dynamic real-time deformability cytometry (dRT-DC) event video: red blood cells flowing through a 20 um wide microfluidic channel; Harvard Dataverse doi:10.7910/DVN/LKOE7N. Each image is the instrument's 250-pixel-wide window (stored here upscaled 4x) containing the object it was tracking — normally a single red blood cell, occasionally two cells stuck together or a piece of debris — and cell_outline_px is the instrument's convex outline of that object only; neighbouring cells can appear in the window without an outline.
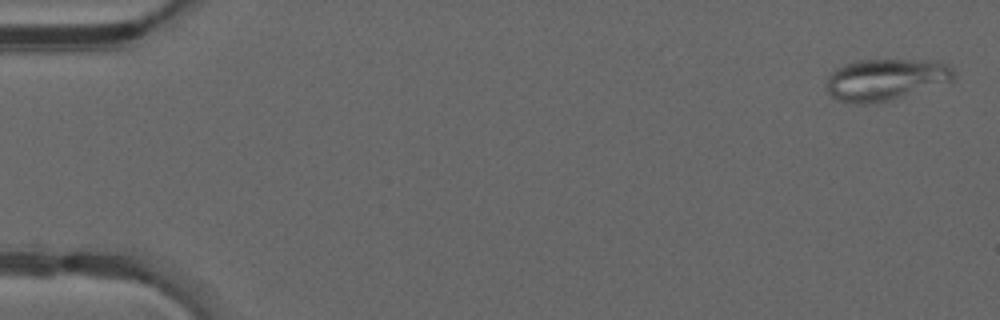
{"species": "common noctule bat (a hibernating species)", "species_latin": "Nyctalus noctula", "temperature_condition": "warm", "stored_images_in_passage": 49, "camera_frame_rate_fps": 3000, "um_per_image_px": 0.085, "animal": {"sex": "male", "forearm_length_mm": 52.5}, "frame": {"image": 1, "passage_image": 2, "time_ms": 0.333, "image_size_px": [1000, 320], "cell_outline_px": [[952, 80], [888, 100], [872, 104], [860, 104], [840, 100], [832, 96], [828, 92], [828, 76], [836, 68], [844, 64], [856, 60], [928, 60], [948, 64], [952, 68]], "centroid_in_image_um": [75.22, 6.74], "position_along_channel_um": 9.8, "area_um2": 30.11}}
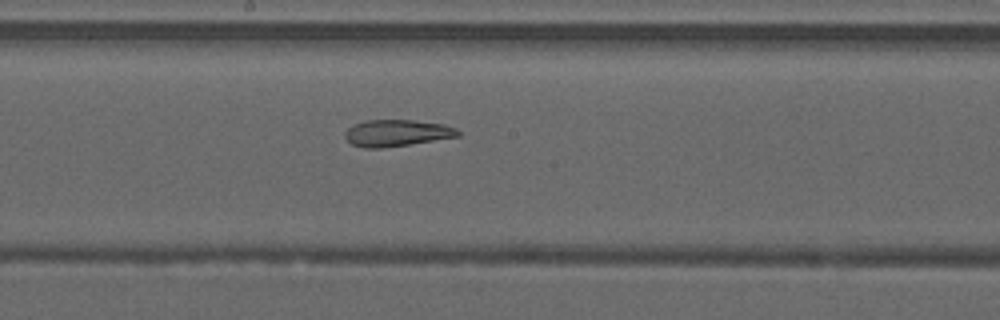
{"frame": {"image": 2, "passage_image": 27, "time_ms": 8.667, "image_size_px": [1000, 320], "cell_outline_px": [[460, 136], [408, 144], [380, 148], [364, 148], [352, 144], [344, 136], [344, 132], [352, 124], [364, 120], [416, 120], [444, 124], [456, 128], [460, 132]], "centroid_in_image_um": [33.71, 11.29], "position_along_channel_um": 214.5, "area_um2": 17.57}}
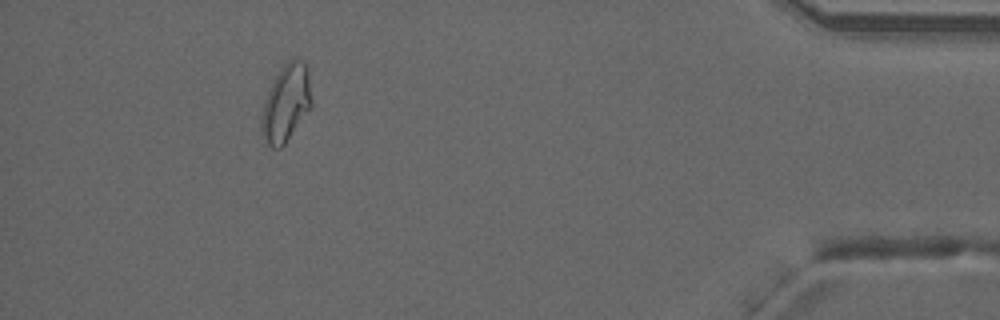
{"frame": {"image": 3, "passage_image": 45, "time_ms": 14.667, "image_size_px": [1000, 320], "cell_outline_px": [[312, 108], [284, 144], [280, 148], [272, 148], [268, 144], [260, 132], [260, 124], [264, 104], [268, 92], [276, 76], [284, 64], [292, 56], [296, 56], [304, 60], [308, 76], [312, 104]], "centroid_in_image_um": [24.33, 8.76], "position_along_channel_um": 410.9, "area_um2": 22.43}, "authors_computed_cell_mechanics": {"area_um2": 22.253, "velocity_mm_per_s": 4.2209, "shape_relaxation_time_tau1_ms": null, "shape_relaxation_time_tau2_ms": 3.2038, "deformation_change_tau1": null, "deformation_change_tau2": 0.1192}}